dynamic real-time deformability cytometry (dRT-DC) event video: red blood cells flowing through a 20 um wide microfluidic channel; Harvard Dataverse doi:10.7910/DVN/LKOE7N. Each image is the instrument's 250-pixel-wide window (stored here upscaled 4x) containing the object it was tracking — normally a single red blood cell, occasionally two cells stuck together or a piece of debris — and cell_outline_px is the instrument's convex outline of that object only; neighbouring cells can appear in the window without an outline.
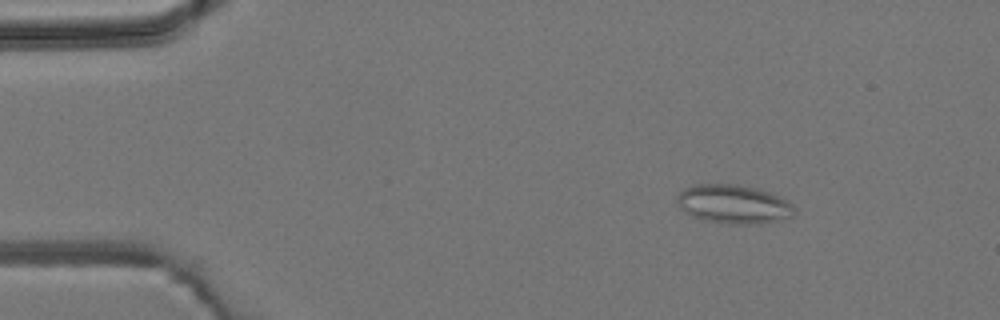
{"species": "common noctule bat (a hibernating species)", "species_latin": "Nyctalus noctula", "temperature_condition": "room temperature", "stored_images_in_passage": 4, "camera_frame_rate_fps": 3000, "um_per_image_px": 0.085, "animal": {"sex": "male", "body_mass_g": 19.2, "forearm_length_mm": 51.8}, "frame": {"image": 1, "passage_image": 1, "time_ms": 0.0, "image_size_px": [1000, 320], "cell_outline_px": [[796, 212], [792, 216], [752, 224], [728, 224], [708, 220], [692, 216], [684, 212], [680, 208], [676, 200], [676, 196], [680, 192], [696, 184], [736, 184], [772, 192], [792, 204], [796, 208]], "centroid_in_image_um": [62.34, 17.34], "position_along_channel_um": 22.7, "area_um2": 26.24}}